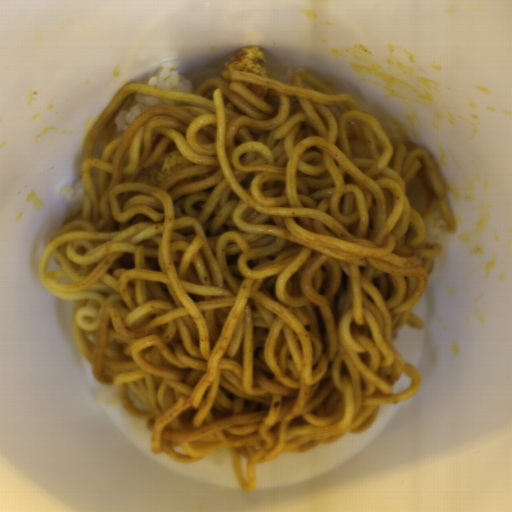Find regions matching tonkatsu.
Returning a JSON list of instances; mask_svg holds the SVG:
<instances>
[{"label": "tonkatsu", "instance_id": "obj_1", "mask_svg": "<svg viewBox=\"0 0 512 512\" xmlns=\"http://www.w3.org/2000/svg\"><path fill=\"white\" fill-rule=\"evenodd\" d=\"M188 166H194V163L185 158L174 142H169L161 156L142 170L134 181L136 184L158 187L172 174Z\"/></svg>", "mask_w": 512, "mask_h": 512}, {"label": "tonkatsu", "instance_id": "obj_2", "mask_svg": "<svg viewBox=\"0 0 512 512\" xmlns=\"http://www.w3.org/2000/svg\"><path fill=\"white\" fill-rule=\"evenodd\" d=\"M230 71L254 73L269 78L261 46H243L230 56L221 75V79L228 84Z\"/></svg>", "mask_w": 512, "mask_h": 512}, {"label": "tonkatsu", "instance_id": "obj_3", "mask_svg": "<svg viewBox=\"0 0 512 512\" xmlns=\"http://www.w3.org/2000/svg\"><path fill=\"white\" fill-rule=\"evenodd\" d=\"M250 93L260 97V98H264L266 93H267V90H268V87L266 86H259V85H253V84H242Z\"/></svg>", "mask_w": 512, "mask_h": 512}]
</instances>
